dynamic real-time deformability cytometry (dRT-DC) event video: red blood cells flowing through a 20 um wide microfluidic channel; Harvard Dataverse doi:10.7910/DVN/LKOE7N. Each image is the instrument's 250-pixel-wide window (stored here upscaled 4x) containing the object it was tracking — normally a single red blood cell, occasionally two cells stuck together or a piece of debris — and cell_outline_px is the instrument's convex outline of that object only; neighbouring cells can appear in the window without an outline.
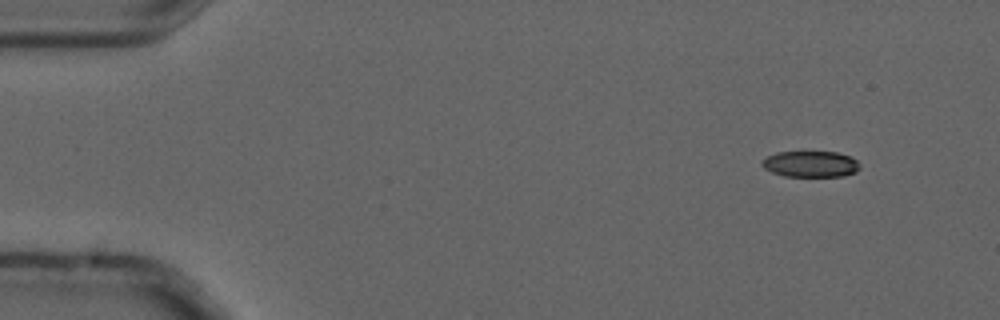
{"species": "common noctule bat (a hibernating species)", "species_latin": "Nyctalus noctula", "temperature_condition": "cold", "stored_images_in_passage": 6, "camera_frame_rate_fps": 3000, "um_per_image_px": 0.085, "animal": {"sex": "male", "forearm_length_mm": 52.5}, "frame": {"image": 1, "passage_image": 2, "time_ms": 0.333, "image_size_px": [1000, 320], "cell_outline_px": [[860, 168], [856, 172], [844, 176], [784, 176], [772, 172], [764, 168], [760, 164], [760, 160], [776, 152], [836, 152], [852, 156], [856, 160]], "centroid_in_image_um": [68.89, 13.94], "position_along_channel_um": 16.1, "area_um2": 14.97}}